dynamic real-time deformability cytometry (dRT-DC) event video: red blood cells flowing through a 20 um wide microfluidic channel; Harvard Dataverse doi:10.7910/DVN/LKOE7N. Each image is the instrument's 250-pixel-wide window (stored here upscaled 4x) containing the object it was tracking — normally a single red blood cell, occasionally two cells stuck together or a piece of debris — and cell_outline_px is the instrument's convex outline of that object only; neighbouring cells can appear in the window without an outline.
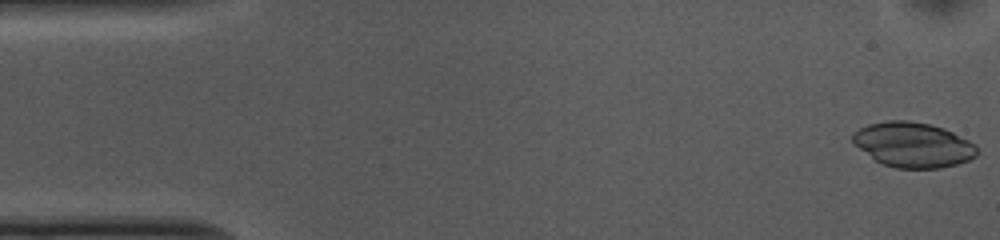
{"species": "common noctule bat (a hibernating species)", "species_latin": "Nyctalus noctula", "temperature_condition": "cold", "stored_images_in_passage": 52, "camera_frame_rate_fps": 3000, "um_per_image_px": 0.085, "animal": {"sex": "female", "body_mass_g": 10.0, "forearm_length_mm": 53.1}, "frame": {"image": 1, "passage_image": 1, "time_ms": 0.0, "image_size_px": [1000, 240], "cell_outline_px": [[976, 156], [968, 160], [956, 164], [940, 168], [896, 168], [884, 164], [876, 160], [852, 144], [852, 136], [860, 128], [868, 124], [888, 120], [908, 120], [928, 124], [944, 128], [976, 144]], "centroid_in_image_um": [77.6, 12.3], "position_along_channel_um": 7.4, "area_um2": 32.37}}